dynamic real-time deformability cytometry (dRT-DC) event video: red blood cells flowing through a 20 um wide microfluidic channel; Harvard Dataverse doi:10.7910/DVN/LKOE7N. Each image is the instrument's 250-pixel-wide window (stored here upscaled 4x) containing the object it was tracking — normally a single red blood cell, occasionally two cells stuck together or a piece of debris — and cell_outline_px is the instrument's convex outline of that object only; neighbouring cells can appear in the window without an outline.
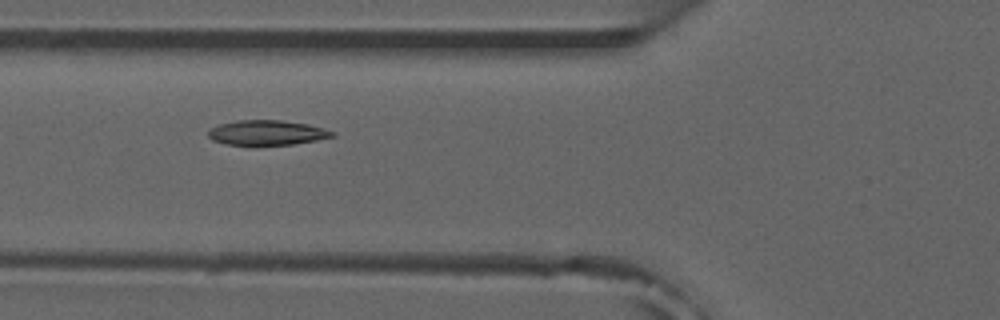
{"species": "common noctule bat (a hibernating species)", "species_latin": "Nyctalus noctula", "temperature_condition": "room temperature", "stored_images_in_passage": 41, "camera_frame_rate_fps": 3000, "um_per_image_px": 0.085, "animal": {"sex": "male", "forearm_length_mm": 52.5}, "frame": {"image": 1, "passage_image": 9, "time_ms": 2.667, "image_size_px": [1000, 320], "cell_outline_px": [[336, 136], [316, 140], [292, 144], [256, 148], [224, 144], [212, 140], [208, 136], [208, 132], [212, 128], [220, 124], [240, 120], [280, 120], [308, 124], [324, 128], [336, 132]], "centroid_in_image_um": [22.68, 11.32], "position_along_channel_um": 103.1, "area_um2": 18.73}, "authors_computed_cell_mechanics": {"area_um2": 17.7446, "velocity_mm_per_s": 3.8412, "shape_relaxation_time_tau1_ms": 7.628, "shape_relaxation_time_tau2_ms": 2.0863, "deformation_change_tau1": 0.1419, "deformation_change_tau2": 0.0514}}